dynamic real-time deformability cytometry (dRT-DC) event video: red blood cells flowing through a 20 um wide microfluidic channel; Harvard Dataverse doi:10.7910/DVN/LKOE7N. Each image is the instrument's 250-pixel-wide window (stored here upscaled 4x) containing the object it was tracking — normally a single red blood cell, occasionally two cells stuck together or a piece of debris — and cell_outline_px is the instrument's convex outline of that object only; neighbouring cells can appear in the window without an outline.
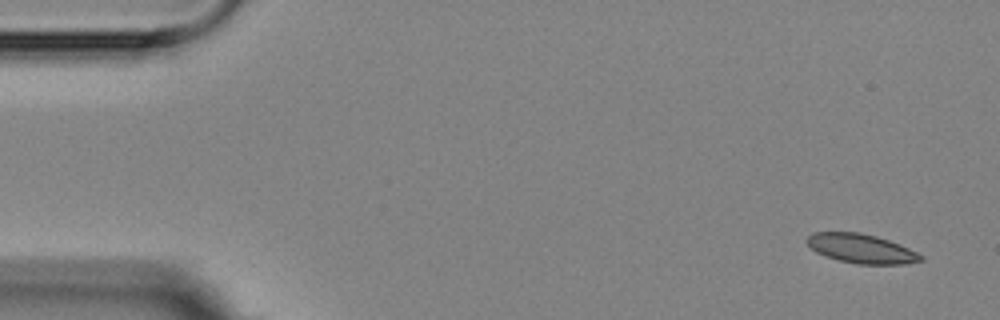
{"species": "Egyptian fruit bat (a non-hibernating species)", "species_latin": "Rousettus aegyptiacus", "temperature_condition": "room temperature", "stored_images_in_passage": 5, "camera_frame_rate_fps": 3000, "um_per_image_px": 0.085, "animal": {"sex": "female"}, "frame": {"image": 1, "passage_image": 1, "time_ms": 0.0, "image_size_px": [1000, 320], "cell_outline_px": [[924, 260], [904, 264], [856, 264], [840, 260], [816, 252], [804, 240], [812, 232], [860, 232], [876, 236], [900, 244], [924, 256]], "centroid_in_image_um": [73.21, 21.12], "position_along_channel_um": 11.8, "area_um2": 19.31}}
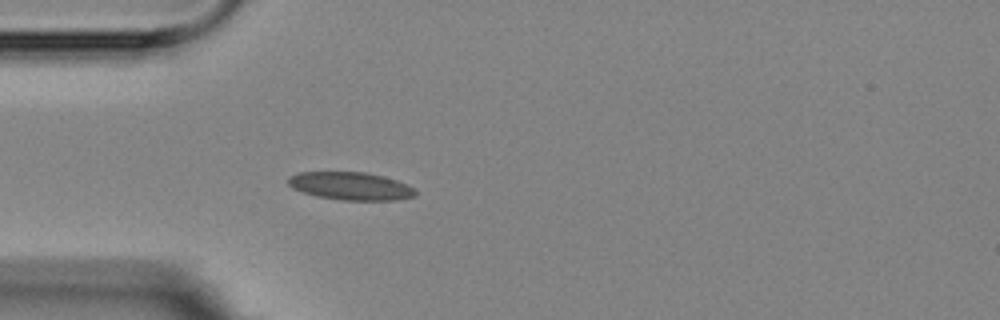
{"frame": {"image": 2, "passage_image": 5, "time_ms": 4.333, "image_size_px": [1000, 320], "cell_outline_px": [[416, 196], [396, 200], [340, 200], [316, 196], [292, 188], [288, 184], [288, 176], [300, 172], [364, 172], [396, 180], [412, 188], [416, 192]], "centroid_in_image_um": [29.76, 15.82], "position_along_channel_um": 55.2, "area_um2": 20.46}}